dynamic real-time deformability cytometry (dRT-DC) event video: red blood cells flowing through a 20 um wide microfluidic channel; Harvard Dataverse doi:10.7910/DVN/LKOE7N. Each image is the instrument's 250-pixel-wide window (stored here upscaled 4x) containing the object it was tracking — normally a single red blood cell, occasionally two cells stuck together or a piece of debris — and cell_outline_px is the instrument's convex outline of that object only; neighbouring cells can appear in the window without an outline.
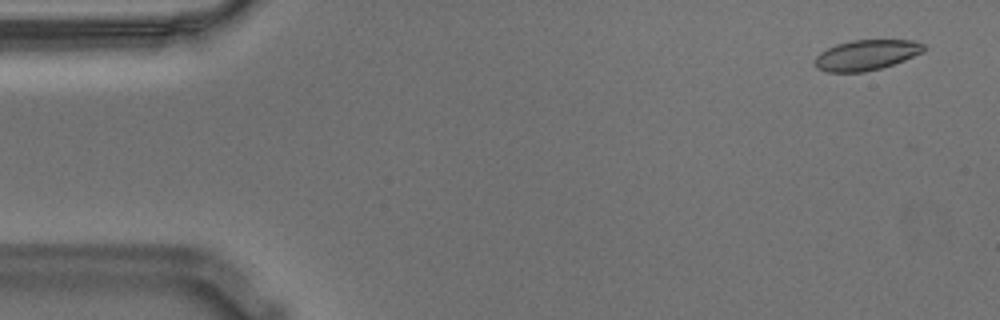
{"species": "Egyptian fruit bat (a non-hibernating species)", "species_latin": "Rousettus aegyptiacus", "temperature_condition": "warm", "stored_images_in_passage": 13, "camera_frame_rate_fps": 3000, "um_per_image_px": 0.085, "animal": {"sex": "male"}, "frame": {"image": 1, "passage_image": 3, "time_ms": 0.667, "image_size_px": [1000, 320], "cell_outline_px": [[924, 52], [904, 60], [880, 68], [864, 72], [828, 72], [816, 68], [812, 64], [812, 60], [820, 52], [836, 44], [852, 40], [916, 40], [924, 44]], "centroid_in_image_um": [73.6, 4.68], "position_along_channel_um": 11.4, "area_um2": 19.42}}